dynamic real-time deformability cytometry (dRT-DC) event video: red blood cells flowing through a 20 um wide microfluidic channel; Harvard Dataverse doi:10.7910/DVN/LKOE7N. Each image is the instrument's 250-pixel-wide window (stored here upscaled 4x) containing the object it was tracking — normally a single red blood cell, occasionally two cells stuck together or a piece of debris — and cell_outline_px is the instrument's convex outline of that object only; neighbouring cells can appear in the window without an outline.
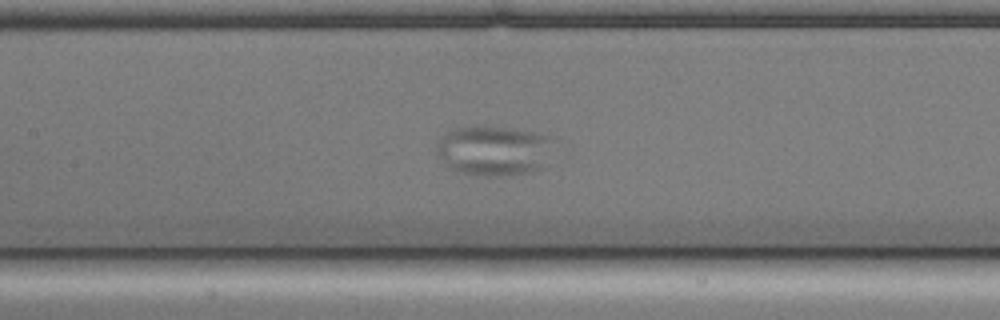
{"species": "common noctule bat (a hibernating species)", "species_latin": "Nyctalus noctula", "temperature_condition": "cold", "stored_images_in_passage": 34, "camera_frame_rate_fps": 3000, "um_per_image_px": 0.085, "animal": {"sex": "male", "body_mass_g": 17.9, "forearm_length_mm": 54.2}, "frame": {"image": 1, "passage_image": 11, "time_ms": 3.333, "image_size_px": [1000, 320], "cell_outline_px": [[552, 140], [548, 168], [536, 172], [504, 176], [484, 176], [464, 172], [448, 168], [436, 152], [436, 144], [444, 132], [452, 128], [476, 124], [488, 124], [548, 136]], "centroid_in_image_um": [41.97, 12.79], "position_along_channel_um": 165.4, "area_um2": 35.08}}
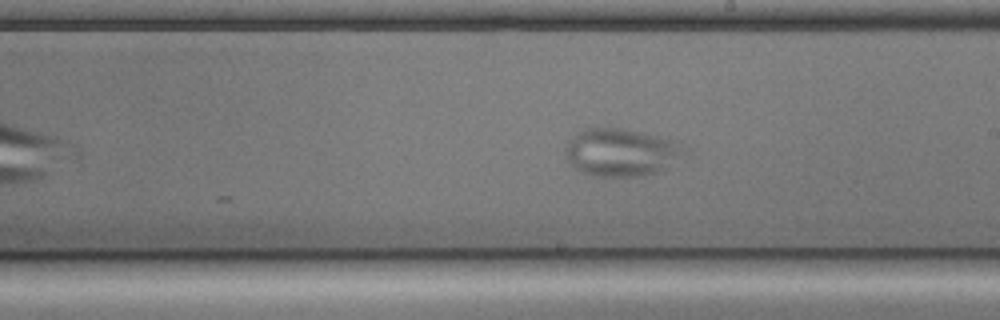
{"frame": {"image": 2, "passage_image": 17, "time_ms": 5.333, "image_size_px": [1000, 320], "cell_outline_px": [[692, 152], [664, 172], [644, 176], [596, 176], [584, 172], [576, 168], [568, 160], [564, 152], [564, 148], [568, 140], [576, 132], [584, 128], [624, 128], [668, 136], [680, 140], [692, 148]], "centroid_in_image_um": [53.01, 12.92], "position_along_channel_um": 236.0, "area_um2": 34.91}}
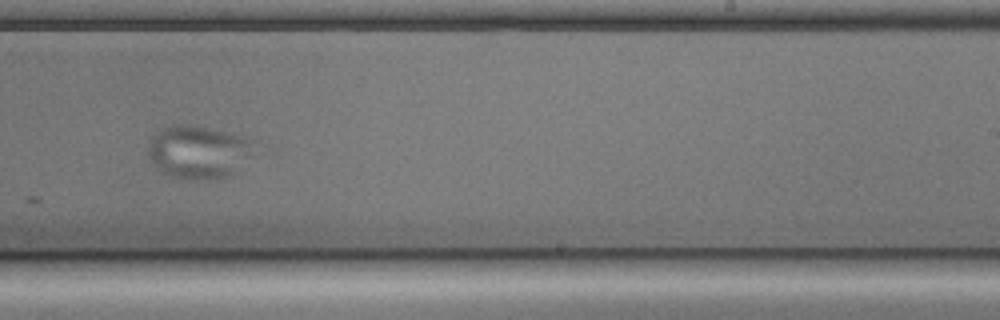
{"frame": {"image": 3, "passage_image": 20, "time_ms": 6.333, "image_size_px": [1000, 320], "cell_outline_px": [[256, 140], [252, 156], [236, 172], [228, 176], [200, 180], [180, 180], [164, 172], [152, 160], [148, 152], [148, 144], [152, 136], [156, 132], [164, 128], [176, 124], [188, 124], [248, 136]], "centroid_in_image_um": [16.94, 12.91], "position_along_channel_um": 272.1, "area_um2": 33.12}}